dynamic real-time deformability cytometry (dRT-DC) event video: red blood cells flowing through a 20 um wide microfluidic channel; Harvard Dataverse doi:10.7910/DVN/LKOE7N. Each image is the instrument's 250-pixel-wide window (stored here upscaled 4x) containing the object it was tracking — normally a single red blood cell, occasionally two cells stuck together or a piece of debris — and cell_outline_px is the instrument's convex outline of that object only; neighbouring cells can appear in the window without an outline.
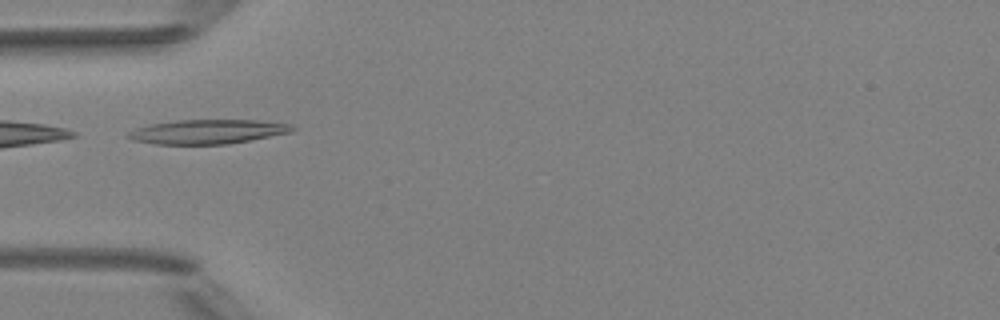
{"species": "Egyptian fruit bat (a non-hibernating species)", "species_latin": "Rousettus aegyptiacus", "temperature_condition": "room temperature", "stored_images_in_passage": 4, "camera_frame_rate_fps": 3000, "um_per_image_px": 0.085, "animal": {"sex": "female"}, "frame": {"image": 1, "passage_image": 4, "time_ms": 3.667, "image_size_px": [1000, 320], "cell_outline_px": [[296, 128], [292, 132], [248, 140], [224, 144], [156, 144], [132, 140], [124, 136], [128, 132], [136, 128], [148, 124], [176, 120], [256, 120], [292, 124]], "centroid_in_image_um": [17.6, 11.18], "position_along_channel_um": 67.4, "area_um2": 23.24}}